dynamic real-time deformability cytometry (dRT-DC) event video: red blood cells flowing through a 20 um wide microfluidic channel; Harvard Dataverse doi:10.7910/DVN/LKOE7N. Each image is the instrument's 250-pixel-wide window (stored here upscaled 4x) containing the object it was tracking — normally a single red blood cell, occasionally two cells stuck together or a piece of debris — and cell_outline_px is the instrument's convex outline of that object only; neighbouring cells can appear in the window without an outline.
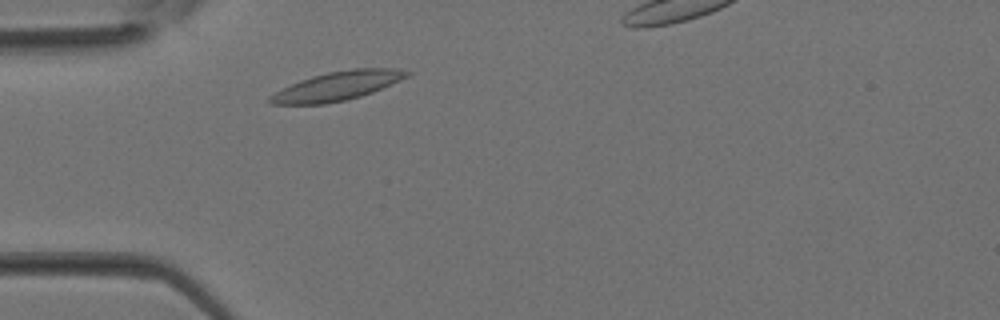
{"species": "Egyptian fruit bat (a non-hibernating species)", "species_latin": "Rousettus aegyptiacus", "temperature_condition": "room temperature", "stored_images_in_passage": 27, "camera_frame_rate_fps": 3000, "um_per_image_px": 0.085, "animal": {"sex": "female"}, "frame": {"image": 1, "passage_image": 4, "time_ms": 1.0, "image_size_px": [1000, 320], "cell_outline_px": [[412, 72], [408, 76], [400, 80], [372, 92], [348, 100], [324, 104], [272, 104], [268, 100], [268, 96], [300, 80], [312, 76], [328, 72], [352, 68], [396, 68]], "centroid_in_image_um": [28.69, 7.3], "position_along_channel_um": 56.3, "area_um2": 22.89}}
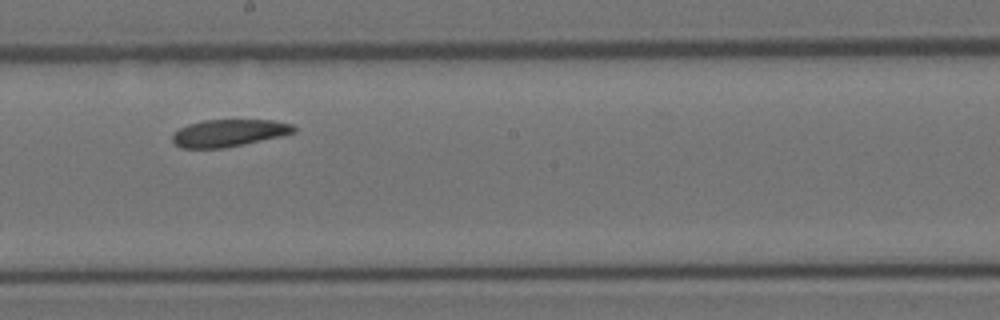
{"frame": {"image": 2, "passage_image": 14, "time_ms": 4.333, "image_size_px": [1000, 320], "cell_outline_px": [[296, 132], [284, 136], [224, 148], [180, 148], [172, 140], [172, 132], [188, 124], [204, 120], [272, 120], [292, 124], [296, 128]], "centroid_in_image_um": [19.46, 11.3], "position_along_channel_um": 228.7, "area_um2": 19.42}}
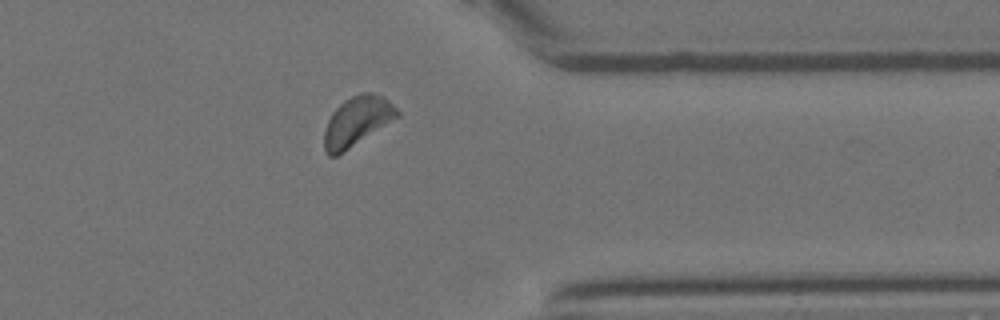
{"frame": {"image": 3, "passage_image": 23, "time_ms": 7.333, "image_size_px": [1000, 320], "cell_outline_px": [[400, 116], [344, 152], [336, 156], [328, 156], [324, 152], [324, 128], [332, 112], [344, 100], [360, 92], [372, 92], [384, 96], [400, 112]], "centroid_in_image_um": [30.34, 10.31], "position_along_channel_um": 381.1, "area_um2": 21.21}}